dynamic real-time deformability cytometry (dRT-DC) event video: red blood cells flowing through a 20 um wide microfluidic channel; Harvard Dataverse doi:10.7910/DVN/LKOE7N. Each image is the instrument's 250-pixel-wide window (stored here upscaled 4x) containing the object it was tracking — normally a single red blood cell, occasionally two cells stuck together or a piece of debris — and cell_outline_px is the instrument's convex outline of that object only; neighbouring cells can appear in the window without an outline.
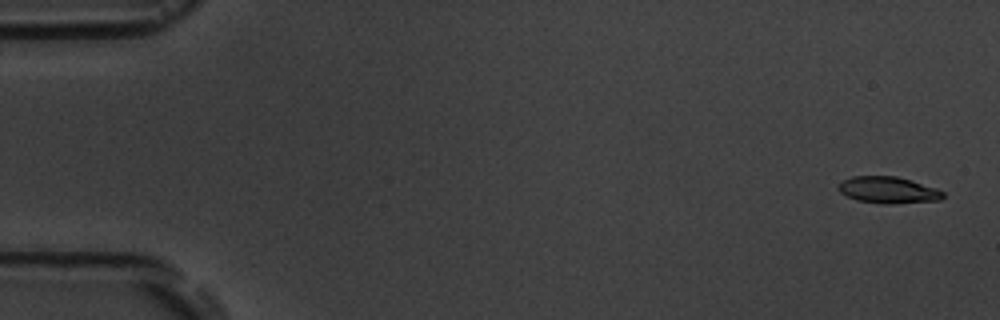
{"species": "common noctule bat (a hibernating species)", "species_latin": "Nyctalus noctula", "temperature_condition": "room temperature", "stored_images_in_passage": 7, "camera_frame_rate_fps": 3000, "um_per_image_px": 0.085, "animal": {"sex": "male", "body_mass_g": 19.5, "forearm_length_mm": 54.6}, "frame": {"image": 1, "passage_image": 1, "time_ms": 0.0, "image_size_px": [1000, 320], "cell_outline_px": [[944, 196], [940, 200], [892, 204], [880, 204], [856, 200], [840, 192], [836, 188], [836, 184], [852, 176], [896, 176], [912, 180], [936, 188], [944, 192]], "centroid_in_image_um": [75.47, 16.15], "position_along_channel_um": 9.5, "area_um2": 16.42}}
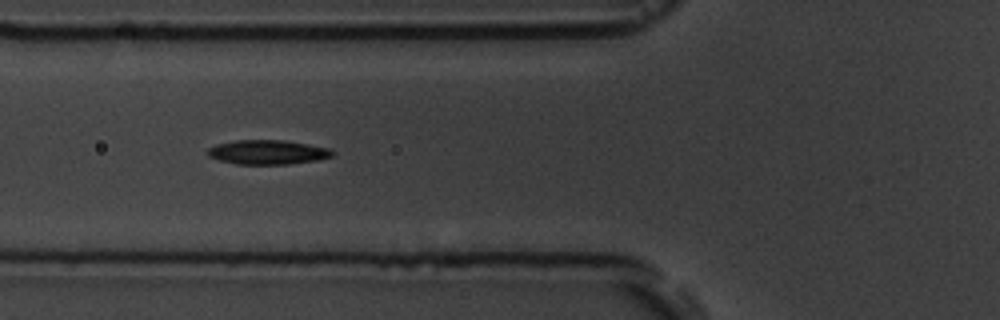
{"frame": {"image": 2, "passage_image": 6, "time_ms": 6.333, "image_size_px": [1000, 320], "cell_outline_px": [[336, 152], [332, 156], [320, 160], [288, 164], [236, 164], [220, 160], [208, 156], [208, 148], [216, 144], [236, 140], [284, 140], [332, 148]], "centroid_in_image_um": [22.81, 12.93], "position_along_channel_um": 103.0, "area_um2": 17.86}}
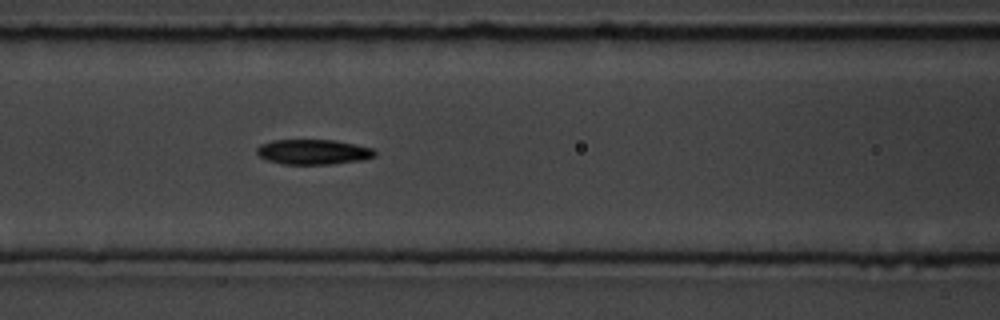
{"frame": {"image": 3, "passage_image": 7, "time_ms": 7.333, "image_size_px": [1000, 320], "cell_outline_px": [[376, 156], [360, 160], [332, 164], [284, 164], [268, 160], [260, 156], [256, 152], [256, 148], [260, 144], [272, 140], [336, 140], [372, 148], [376, 152]], "centroid_in_image_um": [26.62, 12.91], "position_along_channel_um": 140.0, "area_um2": 17.17}}